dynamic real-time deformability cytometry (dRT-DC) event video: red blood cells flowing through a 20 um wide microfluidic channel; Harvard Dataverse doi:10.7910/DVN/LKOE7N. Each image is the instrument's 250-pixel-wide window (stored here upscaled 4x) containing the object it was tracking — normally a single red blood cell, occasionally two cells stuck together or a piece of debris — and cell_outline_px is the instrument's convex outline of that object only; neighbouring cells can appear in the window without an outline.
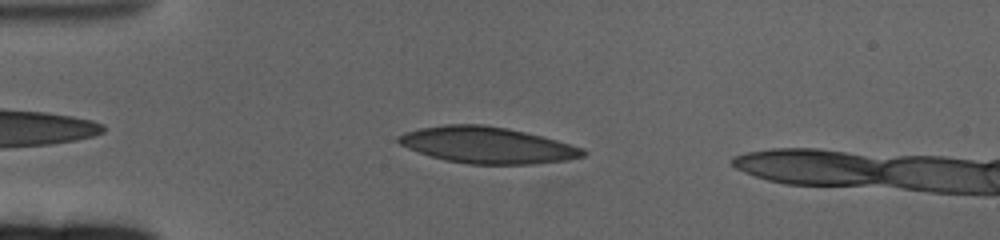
{"species": "human", "species_latin": "Homo sapiens", "temperature_condition": "cold", "stored_images_in_passage": 51, "camera_frame_rate_fps": 3000, "um_per_image_px": 0.085, "donor": {"sex": "female"}, "frame": {"image": 1, "passage_image": 7, "time_ms": 2.0, "image_size_px": [1000, 240], "cell_outline_px": [[588, 152], [584, 156], [564, 160], [528, 164], [468, 164], [444, 160], [408, 148], [400, 144], [396, 140], [396, 136], [408, 132], [424, 128], [448, 124], [480, 124], [508, 128], [556, 140], [584, 148]], "centroid_in_image_um": [41.42, 12.34], "position_along_channel_um": 43.6, "area_um2": 38.61}}
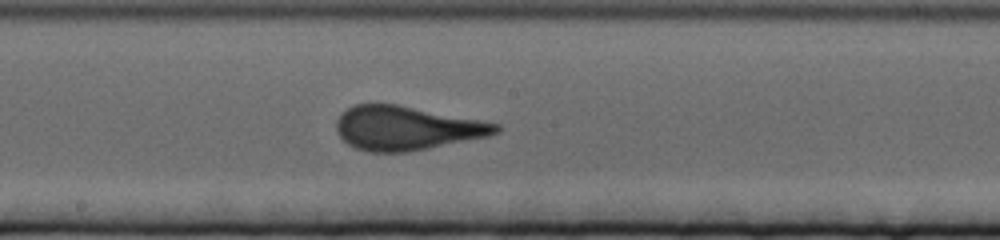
{"frame": {"image": 2, "passage_image": 25, "time_ms": 8.0, "image_size_px": [1000, 240], "cell_outline_px": [[500, 132], [488, 136], [408, 152], [368, 152], [356, 148], [348, 144], [340, 136], [336, 128], [336, 120], [340, 112], [352, 104], [396, 104], [480, 120], [500, 124]], "centroid_in_image_um": [34.51, 10.88], "position_along_channel_um": 213.7, "area_um2": 40.75}}
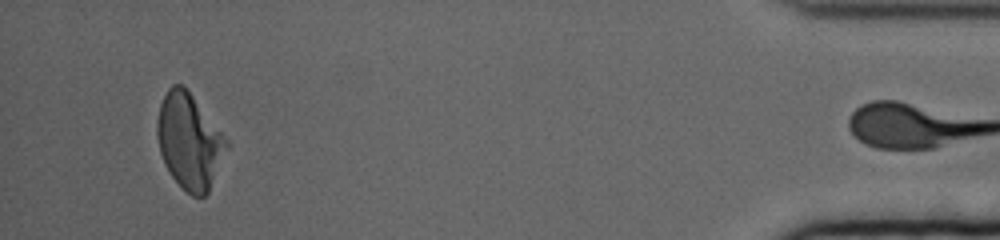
{"frame": {"image": 3, "passage_image": 50, "time_ms": 16.333, "image_size_px": [1000, 240], "cell_outline_px": [[228, 144], [208, 192], [204, 196], [192, 196], [172, 176], [164, 164], [160, 152], [156, 132], [156, 124], [160, 104], [168, 88], [172, 84], [184, 84], [228, 140]], "centroid_in_image_um": [16.06, 11.95], "position_along_channel_um": 419.1, "area_um2": 38.03}, "authors_computed_cell_mechanics": {"area_um2": 40.171, "velocity_mm_per_s": 3.2724, "shape_relaxation_time_tau1_ms": 6.2372, "shape_relaxation_time_tau2_ms": null, "deformation_change_tau1": 0.1821, "deformation_change_tau2": null}}